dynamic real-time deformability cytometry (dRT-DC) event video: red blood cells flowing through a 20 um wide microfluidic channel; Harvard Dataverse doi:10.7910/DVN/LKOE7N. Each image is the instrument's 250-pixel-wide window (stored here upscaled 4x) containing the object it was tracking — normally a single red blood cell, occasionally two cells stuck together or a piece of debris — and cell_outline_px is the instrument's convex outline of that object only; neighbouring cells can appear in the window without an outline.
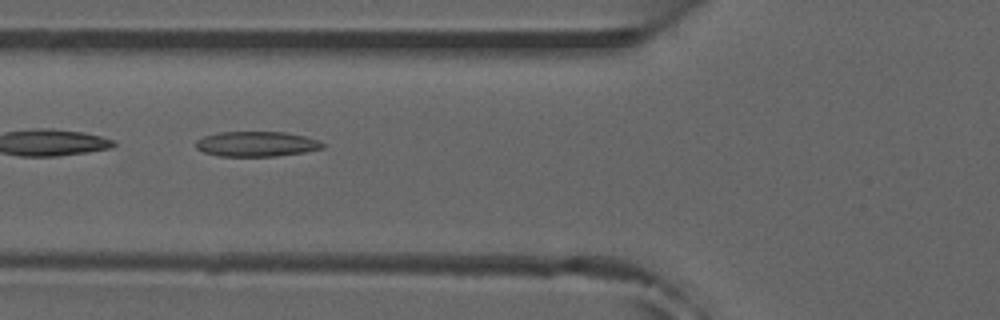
{"species": "common noctule bat (a hibernating species)", "species_latin": "Nyctalus noctula", "temperature_condition": "room temperature", "stored_images_in_passage": 9, "camera_frame_rate_fps": 3000, "um_per_image_px": 0.085, "animal": {"sex": "male", "forearm_length_mm": 52.5}, "frame": {"image": 1, "passage_image": 6, "time_ms": 1.667, "image_size_px": [1000, 320], "cell_outline_px": [[328, 144], [324, 148], [304, 152], [276, 156], [220, 156], [204, 152], [196, 148], [196, 140], [204, 136], [220, 132], [284, 132], [304, 136]], "centroid_in_image_um": [21.82, 12.24], "position_along_channel_um": 104.0, "area_um2": 18.5}}